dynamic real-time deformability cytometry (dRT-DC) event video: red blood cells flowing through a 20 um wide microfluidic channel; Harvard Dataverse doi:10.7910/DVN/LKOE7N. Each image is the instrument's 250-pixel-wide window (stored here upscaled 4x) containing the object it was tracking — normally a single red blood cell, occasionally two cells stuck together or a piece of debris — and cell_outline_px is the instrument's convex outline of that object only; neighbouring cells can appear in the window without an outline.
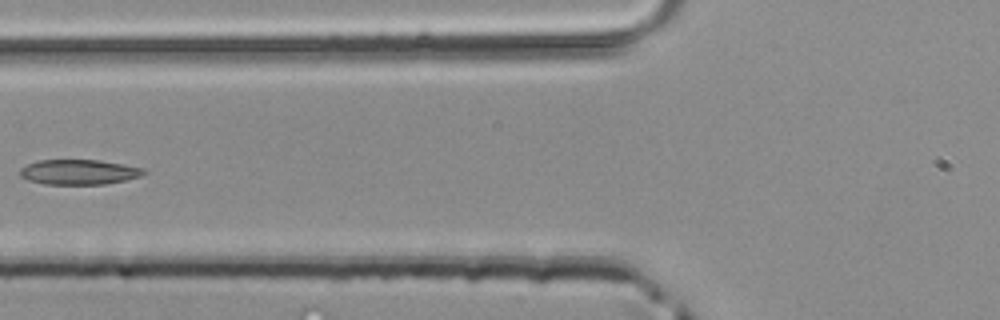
{"species": "common noctule bat (a hibernating species)", "species_latin": "Nyctalus noctula", "temperature_condition": "room temperature", "stored_images_in_passage": 4, "camera_frame_rate_fps": 3000, "um_per_image_px": 0.085, "animal": {"sex": "male", "body_mass_g": 20.4}, "frame": {"image": 1, "passage_image": 4, "time_ms": 1.0, "image_size_px": [1000, 320], "cell_outline_px": [[148, 172], [140, 176], [124, 180], [104, 184], [44, 184], [28, 180], [20, 176], [20, 168], [28, 164], [40, 160], [100, 160], [144, 168]], "centroid_in_image_um": [6.71, 14.62], "position_along_channel_um": 119.1, "area_um2": 17.98}}